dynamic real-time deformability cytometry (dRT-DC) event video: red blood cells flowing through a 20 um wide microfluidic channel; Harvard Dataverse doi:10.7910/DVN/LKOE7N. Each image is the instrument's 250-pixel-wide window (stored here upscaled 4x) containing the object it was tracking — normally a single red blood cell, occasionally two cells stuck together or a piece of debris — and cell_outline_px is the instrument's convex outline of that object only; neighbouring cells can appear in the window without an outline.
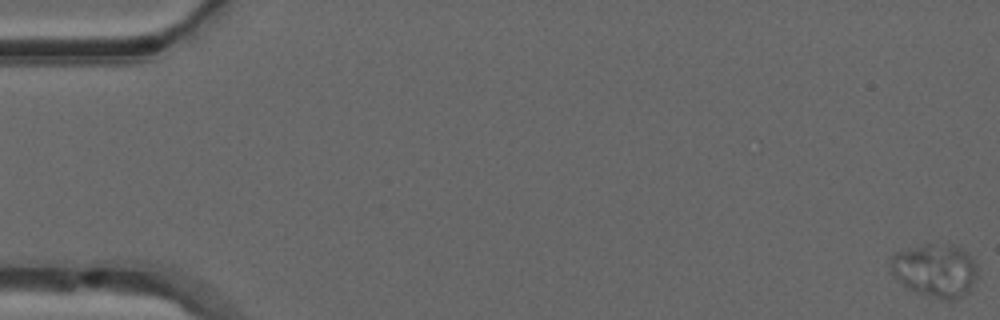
{"species": "common noctule bat (a hibernating species)", "species_latin": "Nyctalus noctula", "temperature_condition": "warm", "stored_images_in_passage": 53, "camera_frame_rate_fps": 3000, "um_per_image_px": 0.085, "animal": {"sex": "male", "forearm_length_mm": 52.5}, "frame": {"image": 1, "passage_image": 1, "time_ms": 0.0, "image_size_px": [1000, 320], "cell_outline_px": [[976, 276], [968, 292], [956, 300], [944, 300], [916, 292], [908, 288], [892, 272], [888, 264], [888, 260], [892, 252], [924, 244], [956, 244], [968, 252], [976, 260]], "centroid_in_image_um": [79.49, 22.94], "position_along_channel_um": 5.5, "area_um2": 27.4}}
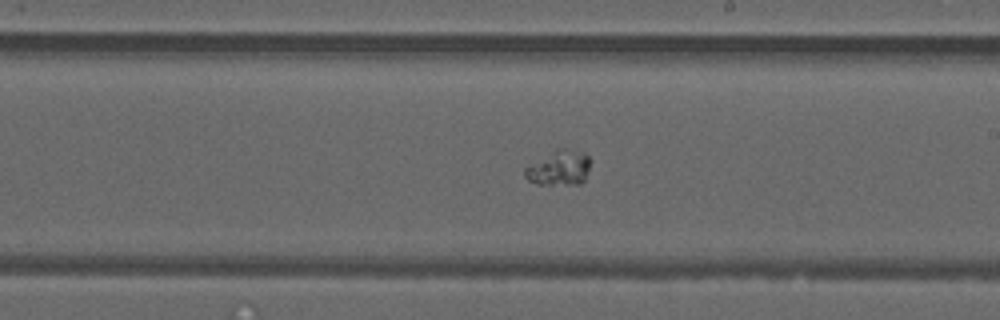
{"frame": {"image": 2, "passage_image": 31, "time_ms": 10.0, "image_size_px": [1000, 320], "cell_outline_px": [[592, 160], [588, 172], [584, 180], [580, 184], [536, 184], [528, 180], [524, 176], [524, 168], [556, 148], [564, 148], [584, 152]], "centroid_in_image_um": [47.54, 14.26], "position_along_channel_um": 241.5, "area_um2": 13.53}}
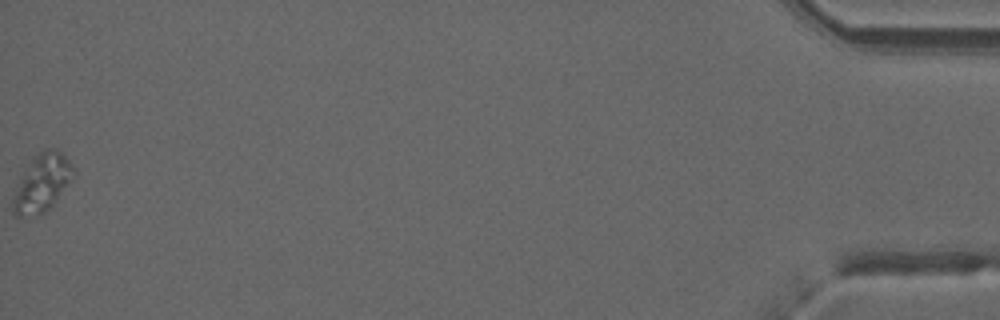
{"frame": {"image": 3, "passage_image": 53, "time_ms": 17.333, "image_size_px": [1000, 320], "cell_outline_px": [[76, 172], [48, 212], [20, 216], [16, 216], [12, 212], [12, 200], [24, 172], [32, 156], [44, 148], [56, 148], [64, 152], [72, 164]], "centroid_in_image_um": [3.62, 15.5], "position_along_channel_um": 431.6, "area_um2": 20.29}}